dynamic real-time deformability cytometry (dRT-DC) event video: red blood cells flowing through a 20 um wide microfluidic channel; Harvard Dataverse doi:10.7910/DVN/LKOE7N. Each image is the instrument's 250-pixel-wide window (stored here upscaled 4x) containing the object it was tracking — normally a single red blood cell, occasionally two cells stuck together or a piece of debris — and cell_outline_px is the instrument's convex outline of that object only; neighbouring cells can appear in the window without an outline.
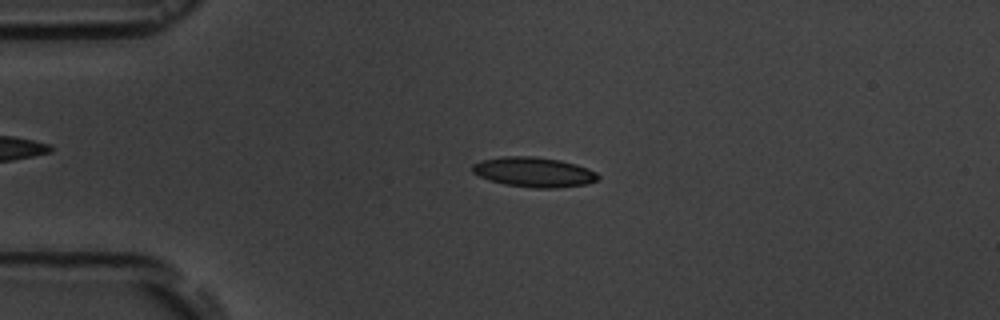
{"species": "common noctule bat (a hibernating species)", "species_latin": "Nyctalus noctula", "temperature_condition": "room temperature", "stored_images_in_passage": 4, "camera_frame_rate_fps": 3000, "um_per_image_px": 0.085, "animal": {"sex": "male", "body_mass_g": 19.5, "forearm_length_mm": 54.6}, "frame": {"image": 1, "passage_image": 3, "time_ms": 3.333, "image_size_px": [1000, 320], "cell_outline_px": [[600, 180], [588, 184], [556, 188], [532, 188], [504, 184], [488, 180], [472, 172], [472, 164], [480, 160], [504, 156], [536, 156], [560, 160], [576, 164], [588, 168], [596, 172], [600, 176]], "centroid_in_image_um": [45.4, 14.63], "position_along_channel_um": 39.6, "area_um2": 22.2}}